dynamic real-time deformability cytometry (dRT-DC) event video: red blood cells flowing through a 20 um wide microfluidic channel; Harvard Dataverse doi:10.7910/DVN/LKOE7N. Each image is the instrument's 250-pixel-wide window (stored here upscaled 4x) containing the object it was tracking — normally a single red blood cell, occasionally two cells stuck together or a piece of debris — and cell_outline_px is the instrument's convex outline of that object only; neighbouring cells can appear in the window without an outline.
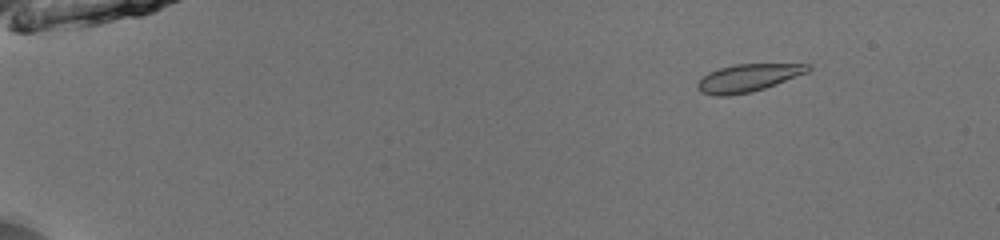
{"species": "common noctule bat (a hibernating species)", "species_latin": "Nyctalus noctula", "temperature_condition": "room temperature", "stored_images_in_passage": 43, "camera_frame_rate_fps": 3000, "um_per_image_px": 0.085, "animal": {"sex": "male", "body_mass_g": 13.0, "forearm_length_mm": 53.1}, "frame": {"image": 1, "passage_image": 8, "time_ms": 2.333, "image_size_px": [1000, 240], "cell_outline_px": [[812, 68], [808, 72], [776, 84], [752, 92], [728, 96], [712, 96], [700, 92], [696, 88], [696, 84], [708, 72], [732, 64], [808, 64]], "centroid_in_image_um": [63.54, 6.63], "position_along_channel_um": 21.5, "area_um2": 17.86}}
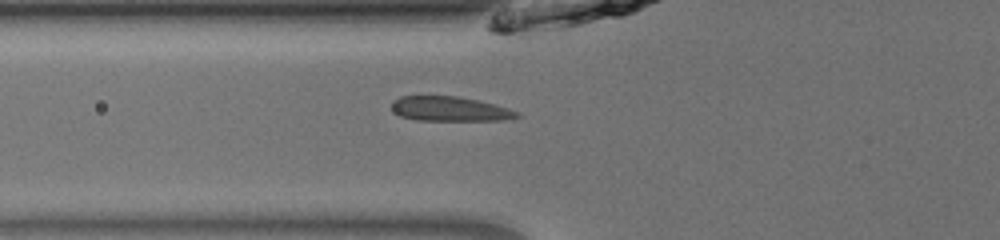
{"frame": {"image": 2, "passage_image": 22, "time_ms": 7.0, "image_size_px": [1000, 240], "cell_outline_px": [[520, 116], [504, 120], [416, 120], [400, 116], [392, 108], [392, 100], [400, 96], [456, 96], [496, 104], [520, 112]], "centroid_in_image_um": [38.25, 9.25], "position_along_channel_um": 87.6, "area_um2": 17.92}}
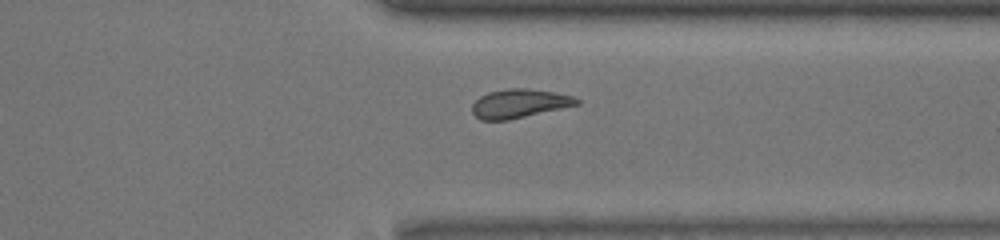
{"frame": {"image": 3, "passage_image": 43, "time_ms": 14.0, "image_size_px": [1000, 240], "cell_outline_px": [[580, 104], [508, 120], [480, 120], [472, 112], [472, 104], [480, 96], [488, 92], [508, 88], [528, 88], [556, 92], [572, 96], [580, 100]], "centroid_in_image_um": [44.14, 8.79], "position_along_channel_um": 367.3, "area_um2": 17.57}}